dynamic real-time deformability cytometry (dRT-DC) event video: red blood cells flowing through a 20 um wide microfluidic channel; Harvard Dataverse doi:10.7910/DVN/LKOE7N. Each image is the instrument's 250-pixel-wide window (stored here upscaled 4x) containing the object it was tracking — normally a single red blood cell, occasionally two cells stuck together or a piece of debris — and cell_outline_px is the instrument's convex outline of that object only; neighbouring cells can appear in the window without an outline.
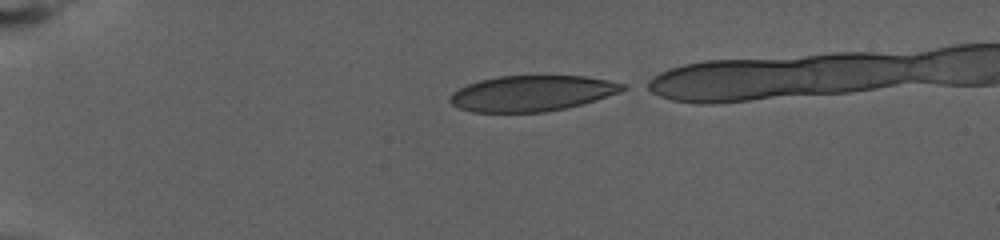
{"species": "human", "species_latin": "Homo sapiens", "temperature_condition": "warm", "stored_images_in_passage": 51, "camera_frame_rate_fps": 3000, "um_per_image_px": 0.085, "donor": {"sex": "female"}, "frame": {"image": 1, "passage_image": 1, "time_ms": 0.0, "image_size_px": [1000, 240], "cell_outline_px": [[628, 88], [620, 92], [596, 100], [564, 108], [544, 112], [472, 112], [460, 108], [452, 104], [448, 100], [448, 96], [452, 92], [468, 84], [480, 80], [500, 76], [584, 76], [608, 80], [628, 84]], "centroid_in_image_um": [45.22, 7.93], "position_along_channel_um": 39.8, "area_um2": 35.89}}
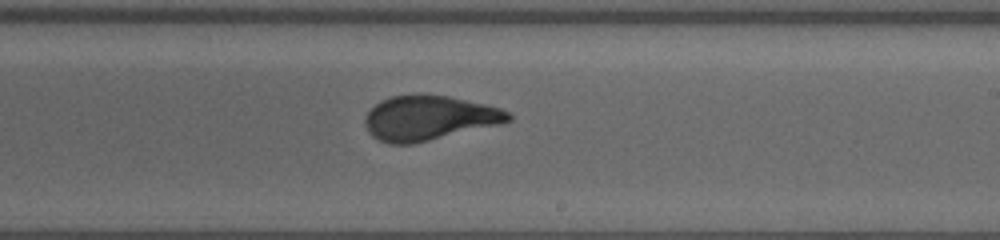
{"frame": {"image": 2, "passage_image": 30, "time_ms": 9.667, "image_size_px": [1000, 240], "cell_outline_px": [[512, 120], [500, 124], [412, 144], [388, 144], [372, 136], [368, 132], [364, 124], [364, 120], [368, 112], [380, 100], [392, 96], [420, 92], [424, 92], [448, 96], [484, 104], [500, 108], [508, 112], [512, 116]], "centroid_in_image_um": [36.43, 10.01], "position_along_channel_um": 252.6, "area_um2": 37.57}}
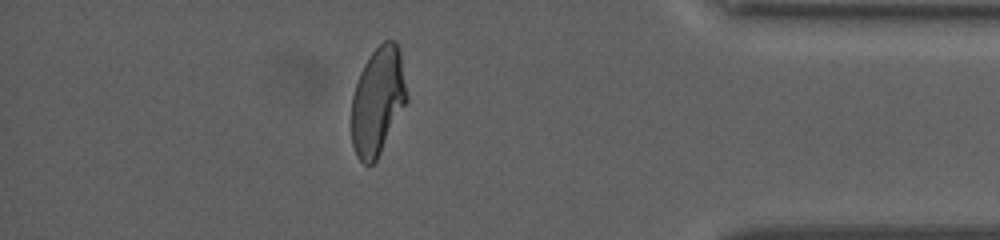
{"frame": {"image": 3, "passage_image": 49, "time_ms": 16.0, "image_size_px": [1000, 240], "cell_outline_px": [[408, 100], [376, 160], [372, 164], [364, 164], [356, 156], [352, 144], [352, 96], [360, 72], [364, 64], [372, 52], [384, 40], [396, 40], [400, 52], [408, 96]], "centroid_in_image_um": [32.11, 8.57], "position_along_channel_um": 403.1, "area_um2": 34.56}}